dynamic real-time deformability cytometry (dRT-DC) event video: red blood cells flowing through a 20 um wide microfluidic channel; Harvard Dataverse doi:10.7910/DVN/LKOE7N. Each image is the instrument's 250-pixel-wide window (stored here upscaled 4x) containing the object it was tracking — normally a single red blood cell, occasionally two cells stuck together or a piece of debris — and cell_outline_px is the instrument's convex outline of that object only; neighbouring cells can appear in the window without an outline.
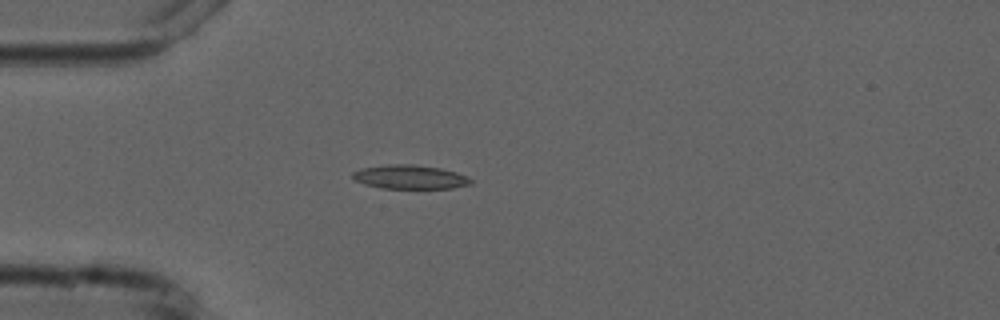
{"species": "common noctule bat (a hibernating species)", "species_latin": "Nyctalus noctula", "temperature_condition": "cold", "stored_images_in_passage": 1, "camera_frame_rate_fps": 3000, "um_per_image_px": 0.085, "animal": {"sex": "male", "forearm_length_mm": 52.5}, "frame": {"image": 1, "passage_image": 1, "time_ms": 0.0, "image_size_px": [1000, 320], "cell_outline_px": [[472, 184], [452, 188], [380, 188], [364, 184], [356, 180], [352, 176], [352, 172], [360, 168], [388, 164], [412, 164], [440, 168], [456, 172], [468, 176], [472, 180]], "centroid_in_image_um": [34.84, 15.04], "position_along_channel_um": 50.2, "area_um2": 16.53}}